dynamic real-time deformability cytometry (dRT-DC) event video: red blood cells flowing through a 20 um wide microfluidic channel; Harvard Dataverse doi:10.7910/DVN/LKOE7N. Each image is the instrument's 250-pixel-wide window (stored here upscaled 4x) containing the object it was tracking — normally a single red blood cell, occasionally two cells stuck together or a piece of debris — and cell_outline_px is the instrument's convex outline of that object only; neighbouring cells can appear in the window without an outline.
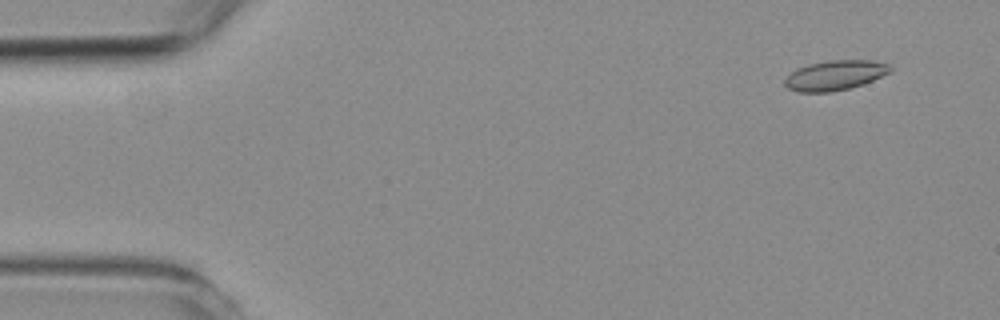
{"species": "common noctule bat (a hibernating species)", "species_latin": "Nyctalus noctula", "temperature_condition": "room temperature", "stored_images_in_passage": 58, "camera_frame_rate_fps": 3000, "um_per_image_px": 0.085, "animal": {"sex": "female", "body_mass_g": 19.3, "forearm_length_mm": 54.1}, "frame": {"image": 1, "passage_image": 5, "time_ms": 1.333, "image_size_px": [1000, 320], "cell_outline_px": [[892, 72], [864, 84], [832, 92], [796, 92], [788, 88], [784, 84], [784, 80], [796, 68], [808, 64], [828, 60], [872, 60], [888, 64], [892, 68]], "centroid_in_image_um": [70.99, 6.4], "position_along_channel_um": 14.0, "area_um2": 18.5}}
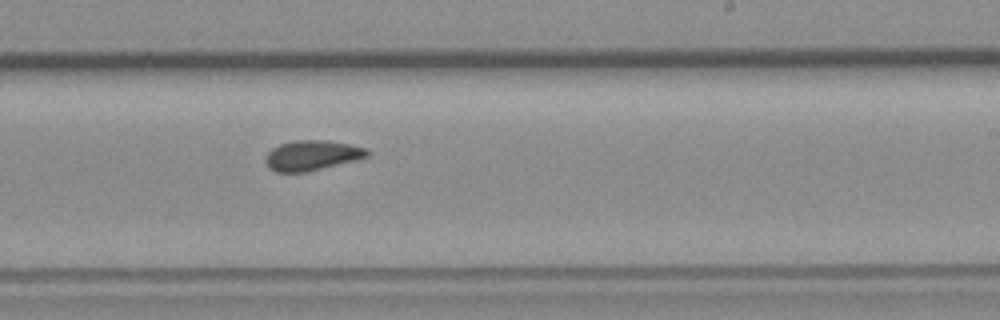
{"frame": {"image": 2, "passage_image": 35, "time_ms": 11.333, "image_size_px": [1000, 320], "cell_outline_px": [[372, 152], [368, 156], [308, 172], [276, 172], [268, 168], [264, 160], [268, 152], [272, 148], [280, 144], [296, 140], [328, 140], [368, 148]], "centroid_in_image_um": [26.5, 13.2], "position_along_channel_um": 262.5, "area_um2": 17.86}}
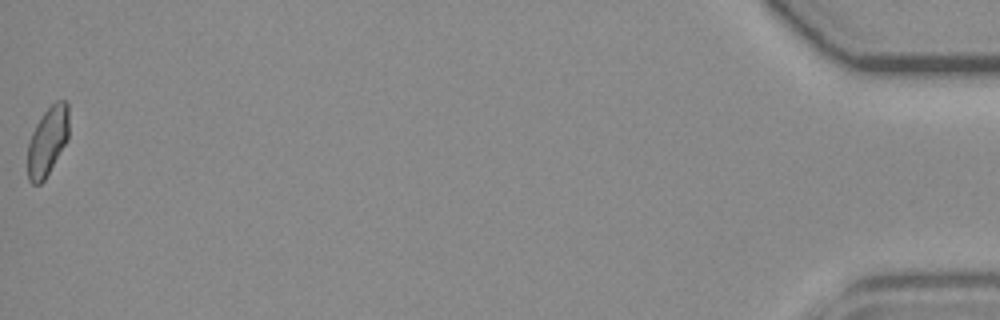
{"frame": {"image": 3, "passage_image": 58, "time_ms": 19.0, "image_size_px": [1000, 320], "cell_outline_px": [[68, 140], [44, 180], [40, 184], [32, 184], [28, 180], [28, 144], [32, 132], [36, 124], [44, 112], [56, 100], [64, 100], [68, 104]], "centroid_in_image_um": [4.05, 12.0], "position_along_channel_um": 431.2, "area_um2": 16.47}, "authors_computed_cell_mechanics": {"area_um2": 17.7157, "velocity_mm_per_s": 3.5884, "shape_relaxation_time_tau1_ms": null, "shape_relaxation_time_tau2_ms": 2.1304, "deformation_change_tau1": null, "deformation_change_tau2": 0.0812}}